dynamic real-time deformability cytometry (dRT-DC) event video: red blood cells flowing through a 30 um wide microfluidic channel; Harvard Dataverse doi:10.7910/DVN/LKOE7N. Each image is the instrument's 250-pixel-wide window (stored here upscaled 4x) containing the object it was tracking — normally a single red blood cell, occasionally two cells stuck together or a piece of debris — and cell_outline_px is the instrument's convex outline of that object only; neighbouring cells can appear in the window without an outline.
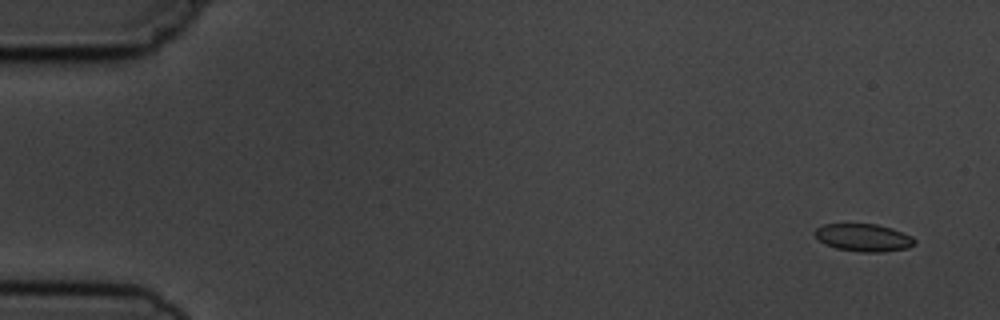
{"species": "common noctule bat (a hibernating species)", "species_latin": "Nyctalus noctula", "temperature_condition": "cold", "stored_images_in_passage": 7, "camera_frame_rate_fps": 3000, "um_per_image_px": 0.085, "animal": {"sex": "male", "body_mass_g": 19.5, "forearm_length_mm": 54.6}, "frame": {"image": 1, "passage_image": 1, "time_ms": 0.0, "image_size_px": [1000, 320], "cell_outline_px": [[916, 244], [908, 248], [884, 252], [860, 252], [836, 248], [824, 244], [812, 232], [816, 228], [824, 224], [876, 224], [892, 228], [912, 236], [916, 240]], "centroid_in_image_um": [73.41, 20.2], "position_along_channel_um": 11.6, "area_um2": 16.18}}
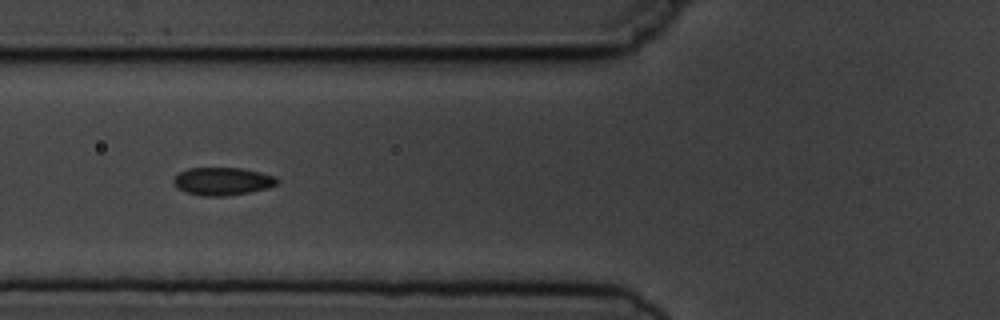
{"frame": {"image": 2, "passage_image": 6, "time_ms": 6.0, "image_size_px": [1000, 320], "cell_outline_px": [[280, 180], [276, 184], [268, 188], [248, 192], [224, 196], [204, 196], [184, 192], [176, 188], [172, 184], [172, 180], [180, 172], [188, 168], [240, 168], [260, 172], [276, 176]], "centroid_in_image_um": [18.89, 15.41], "position_along_channel_um": 106.9, "area_um2": 16.88}}
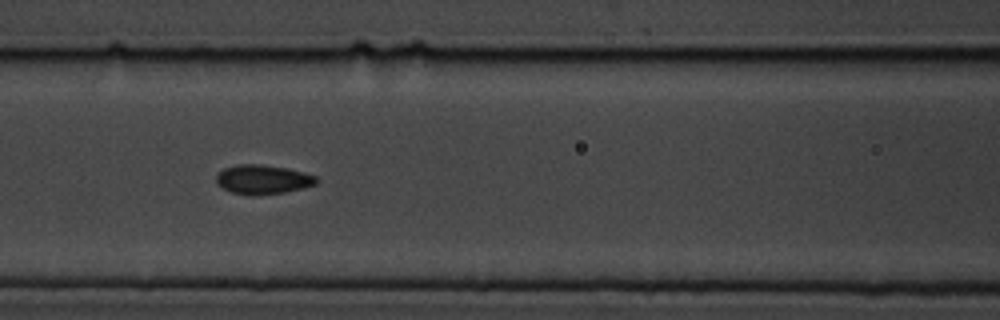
{"frame": {"image": 3, "passage_image": 7, "time_ms": 7.0, "image_size_px": [1000, 320], "cell_outline_px": [[316, 184], [304, 188], [284, 192], [252, 196], [232, 192], [216, 184], [216, 176], [224, 168], [236, 164], [260, 164], [288, 168], [304, 172], [316, 176]], "centroid_in_image_um": [22.33, 15.25], "position_along_channel_um": 144.3, "area_um2": 17.11}}